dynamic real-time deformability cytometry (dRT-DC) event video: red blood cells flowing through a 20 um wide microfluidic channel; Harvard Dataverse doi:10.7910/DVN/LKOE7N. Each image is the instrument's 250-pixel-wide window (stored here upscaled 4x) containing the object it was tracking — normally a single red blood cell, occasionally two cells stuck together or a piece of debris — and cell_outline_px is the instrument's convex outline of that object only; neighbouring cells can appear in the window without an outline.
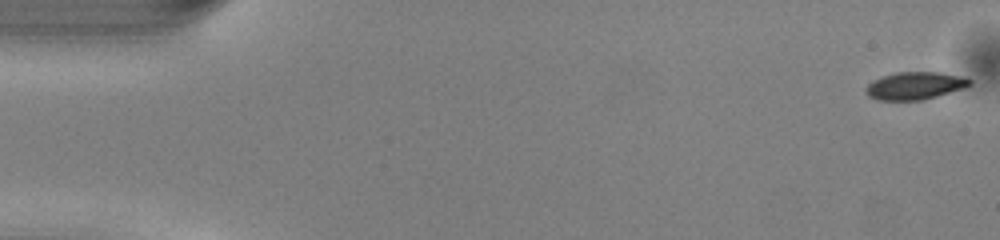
{"species": "common noctule bat (a hibernating species)", "species_latin": "Nyctalus noctula", "temperature_condition": "warm", "stored_images_in_passage": 50, "camera_frame_rate_fps": 3000, "um_per_image_px": 0.085, "animal": {"sex": "male", "body_mass_g": 13.0, "forearm_length_mm": 53.1}, "frame": {"image": 1, "passage_image": 1, "time_ms": 0.0, "image_size_px": [1000, 240], "cell_outline_px": [[972, 84], [964, 88], [936, 96], [920, 100], [876, 100], [868, 96], [864, 92], [864, 88], [872, 80], [896, 72], [940, 72], [960, 76], [972, 80]], "centroid_in_image_um": [77.73, 7.28], "position_along_channel_um": 7.3, "area_um2": 16.7}}
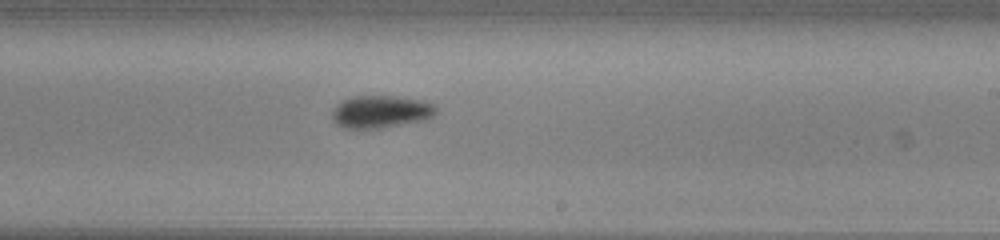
{"frame": {"image": 2, "passage_image": 30, "time_ms": 9.667, "image_size_px": [1000, 240], "cell_outline_px": [[436, 112], [432, 116], [424, 120], [380, 128], [344, 128], [336, 124], [332, 120], [332, 112], [336, 104], [352, 96], [392, 96], [424, 100], [432, 104], [436, 108]], "centroid_in_image_um": [32.33, 9.49], "position_along_channel_um": 256.7, "area_um2": 19.59}}
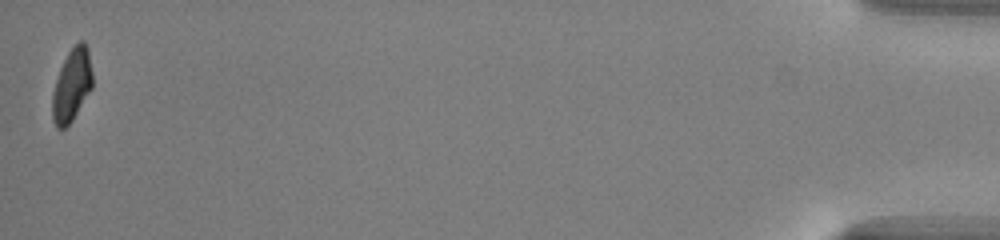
{"frame": {"image": 3, "passage_image": 50, "time_ms": 16.333, "image_size_px": [1000, 240], "cell_outline_px": [[92, 88], [72, 120], [64, 128], [56, 128], [52, 120], [52, 92], [60, 68], [68, 52], [80, 40], [84, 40], [88, 48], [92, 72]], "centroid_in_image_um": [6.1, 7.23], "position_along_channel_um": 429.1, "area_um2": 16.94}, "authors_computed_cell_mechanics": {"area_um2": 18.3804, "velocity_mm_per_s": 4.0854, "shape_relaxation_time_tau1_ms": 2.104, "shape_relaxation_time_tau2_ms": null, "deformation_change_tau1": 0.1208, "deformation_change_tau2": null}}